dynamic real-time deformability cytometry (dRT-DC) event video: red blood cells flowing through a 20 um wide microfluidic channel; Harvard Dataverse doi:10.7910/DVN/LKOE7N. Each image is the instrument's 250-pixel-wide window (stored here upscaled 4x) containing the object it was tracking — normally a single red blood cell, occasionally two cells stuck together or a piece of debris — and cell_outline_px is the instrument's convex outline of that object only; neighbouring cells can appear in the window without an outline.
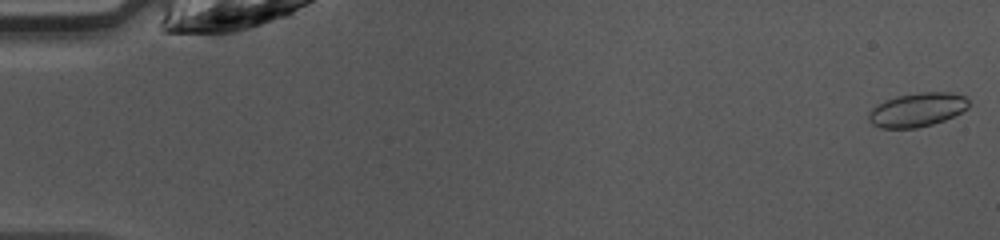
{"species": "common noctule bat (a hibernating species)", "species_latin": "Nyctalus noctula", "temperature_condition": "warm", "stored_images_in_passage": 48, "camera_frame_rate_fps": 3000, "um_per_image_px": 0.085, "animal": {"sex": "female", "body_mass_g": 10.0, "forearm_length_mm": 53.1}, "frame": {"image": 1, "passage_image": 1, "time_ms": 0.0, "image_size_px": [1000, 240], "cell_outline_px": [[968, 108], [944, 120], [932, 124], [916, 128], [880, 128], [872, 124], [868, 120], [868, 116], [872, 108], [896, 96], [924, 92], [948, 92], [964, 96], [968, 100]], "centroid_in_image_um": [77.95, 9.34], "position_along_channel_um": 7.0, "area_um2": 19.42}}
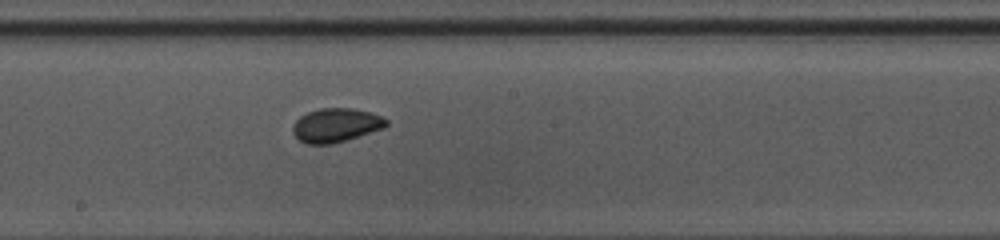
{"frame": {"image": 2, "passage_image": 26, "time_ms": 8.333, "image_size_px": [1000, 240], "cell_outline_px": [[388, 124], [384, 128], [348, 140], [332, 144], [308, 144], [300, 140], [292, 132], [292, 128], [296, 120], [300, 116], [308, 112], [320, 108], [352, 108], [368, 112], [380, 116], [388, 120]], "centroid_in_image_um": [28.56, 10.65], "position_along_channel_um": 219.6, "area_um2": 18.44}}
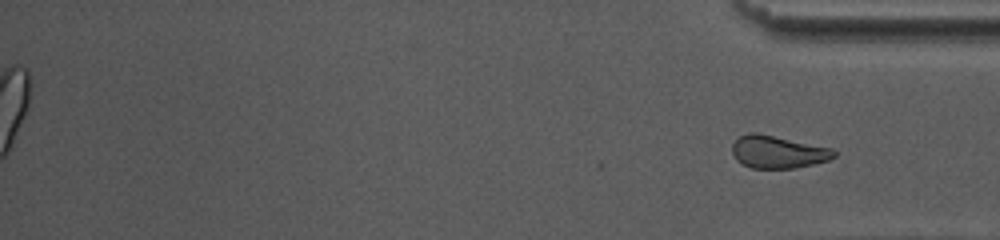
{"frame": {"image": 3, "passage_image": 48, "time_ms": 15.667, "image_size_px": [1000, 240], "cell_outline_px": [[836, 156], [828, 160], [796, 168], [752, 168], [736, 160], [732, 152], [732, 144], [740, 136], [748, 132], [756, 132], [832, 148], [836, 152]], "centroid_in_image_um": [66.11, 12.91], "position_along_channel_um": 369.1, "area_um2": 19.25}}